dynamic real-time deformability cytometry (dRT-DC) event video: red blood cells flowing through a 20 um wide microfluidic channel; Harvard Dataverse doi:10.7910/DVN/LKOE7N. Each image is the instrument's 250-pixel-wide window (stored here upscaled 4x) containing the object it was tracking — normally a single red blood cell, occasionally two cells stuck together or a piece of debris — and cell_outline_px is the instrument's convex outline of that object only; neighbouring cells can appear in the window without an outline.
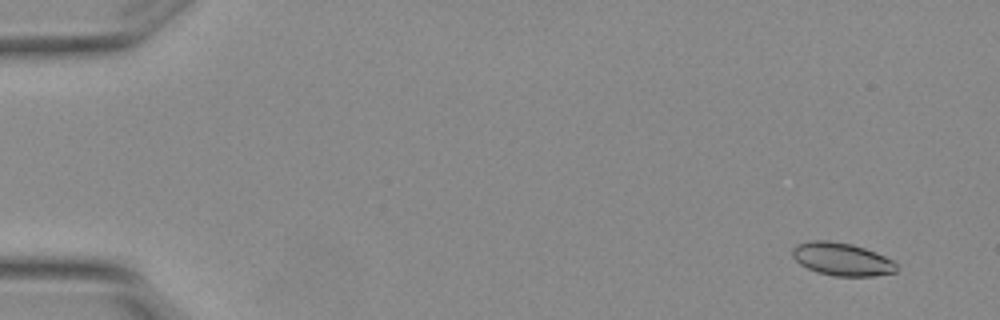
{"species": "Egyptian fruit bat (a non-hibernating species)", "species_latin": "Rousettus aegyptiacus", "temperature_condition": "warm", "stored_images_in_passage": 5, "segment_of_instrument_passage": [2, 2], "camera_frame_rate_fps": 3000, "um_per_image_px": 0.085, "animal": {"sex": "female"}, "frame": {"image": 1, "passage_image": 5, "time_ms": 1.333, "image_size_px": [1000, 320], "cell_outline_px": [[896, 272], [872, 276], [836, 276], [816, 272], [800, 264], [792, 256], [792, 248], [796, 244], [808, 240], [828, 240], [852, 244], [876, 252], [892, 260], [896, 264]], "centroid_in_image_um": [71.52, 22.02], "position_along_channel_um": 13.5, "area_um2": 20.0}}